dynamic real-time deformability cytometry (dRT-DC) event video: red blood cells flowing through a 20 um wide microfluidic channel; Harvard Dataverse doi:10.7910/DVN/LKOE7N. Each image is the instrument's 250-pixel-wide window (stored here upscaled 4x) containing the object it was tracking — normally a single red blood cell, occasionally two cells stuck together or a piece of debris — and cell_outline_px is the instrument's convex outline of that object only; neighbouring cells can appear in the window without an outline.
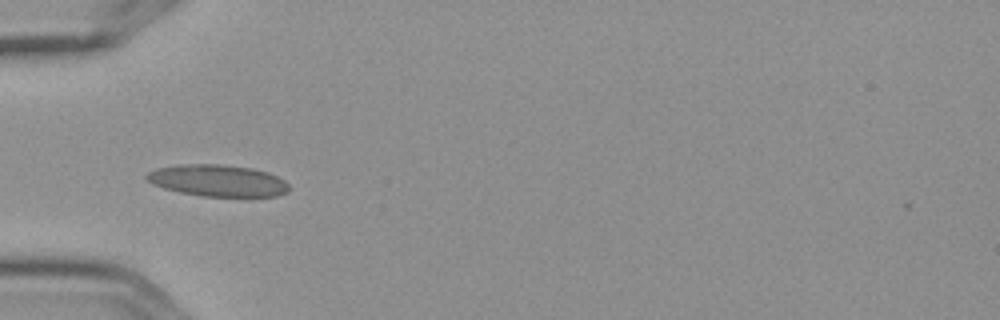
{"species": "Egyptian fruit bat (a non-hibernating species)", "species_latin": "Rousettus aegyptiacus", "temperature_condition": "cold", "stored_images_in_passage": 10, "camera_frame_rate_fps": 3000, "um_per_image_px": 0.085, "frame": {"image": 1, "passage_image": 5, "time_ms": 1.333, "image_size_px": [1000, 320], "cell_outline_px": [[288, 192], [276, 196], [200, 196], [180, 192], [164, 188], [152, 184], [144, 176], [148, 172], [156, 168], [176, 164], [220, 164], [252, 168], [268, 172], [284, 180], [288, 184]], "centroid_in_image_um": [18.48, 15.34], "position_along_channel_um": 66.5, "area_um2": 26.36}}
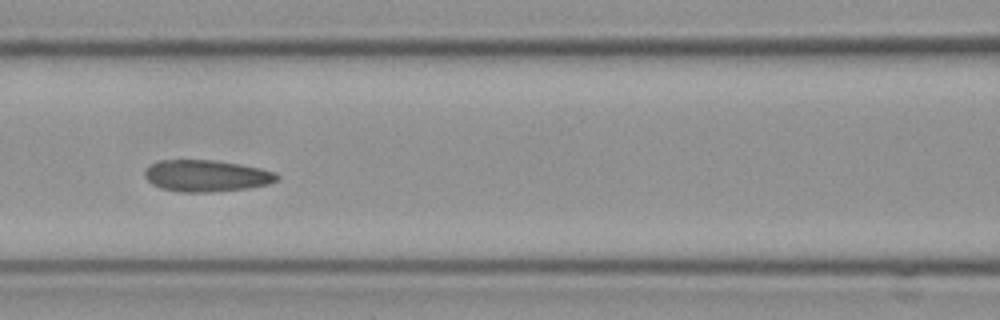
{"frame": {"image": 2, "passage_image": 7, "time_ms": 2.0, "image_size_px": [1000, 320], "cell_outline_px": [[280, 176], [276, 180], [268, 184], [248, 188], [212, 192], [176, 192], [160, 188], [152, 184], [144, 176], [144, 172], [148, 164], [160, 160], [212, 160], [240, 164], [260, 168], [276, 172]], "centroid_in_image_um": [17.51, 14.94], "position_along_channel_um": 149.1, "area_um2": 24.57}}
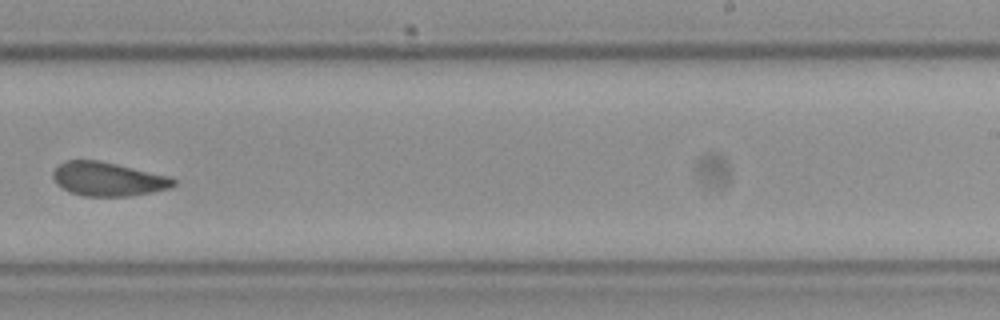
{"frame": {"image": 3, "passage_image": 10, "time_ms": 3.0, "image_size_px": [1000, 320], "cell_outline_px": [[176, 184], [172, 188], [152, 192], [128, 196], [84, 196], [68, 192], [60, 188], [56, 184], [52, 176], [52, 172], [60, 164], [68, 160], [96, 160], [116, 164], [172, 176], [176, 180]], "centroid_in_image_um": [9.19, 15.23], "position_along_channel_um": 279.8, "area_um2": 23.99}}